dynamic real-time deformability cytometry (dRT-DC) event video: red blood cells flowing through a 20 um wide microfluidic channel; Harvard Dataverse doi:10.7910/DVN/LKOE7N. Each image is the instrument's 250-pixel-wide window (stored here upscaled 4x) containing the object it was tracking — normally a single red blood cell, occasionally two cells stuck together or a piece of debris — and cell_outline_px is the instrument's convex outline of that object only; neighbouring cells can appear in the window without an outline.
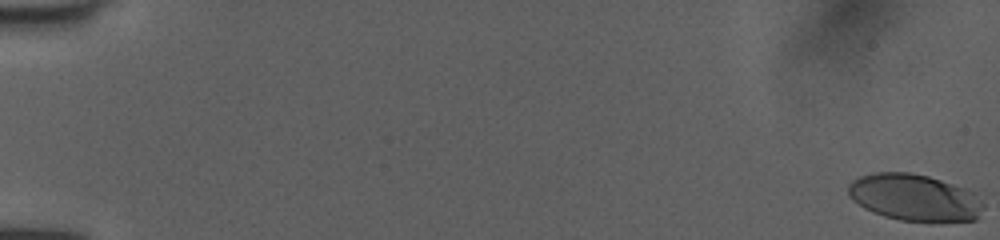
{"species": "human", "species_latin": "Homo sapiens", "temperature_condition": "room temperature", "stored_images_in_passage": 53, "camera_frame_rate_fps": 3000, "um_per_image_px": 0.085, "donor": {"sex": "female"}, "frame": {"image": 1, "passage_image": 1, "time_ms": 0.0, "image_size_px": [1000, 240], "cell_outline_px": [[984, 208], [976, 220], [900, 220], [884, 216], [872, 212], [864, 208], [852, 200], [848, 196], [848, 184], [852, 180], [860, 176], [876, 172], [912, 172], [928, 176], [968, 188], [976, 192], [984, 204]], "centroid_in_image_um": [77.74, 16.76], "position_along_channel_um": 7.3, "area_um2": 36.93}}
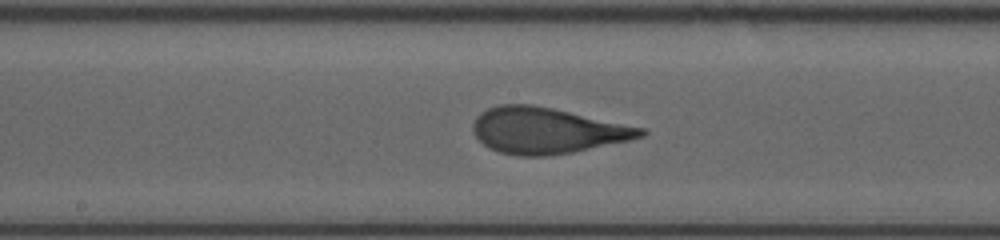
{"frame": {"image": 2, "passage_image": 30, "time_ms": 9.667, "image_size_px": [1000, 240], "cell_outline_px": [[648, 132], [644, 136], [628, 140], [572, 152], [544, 156], [516, 156], [500, 152], [488, 148], [472, 132], [472, 124], [476, 116], [480, 112], [488, 108], [500, 104], [532, 104], [552, 108], [644, 128]], "centroid_in_image_um": [46.43, 11.09], "position_along_channel_um": 201.8, "area_um2": 44.74}}
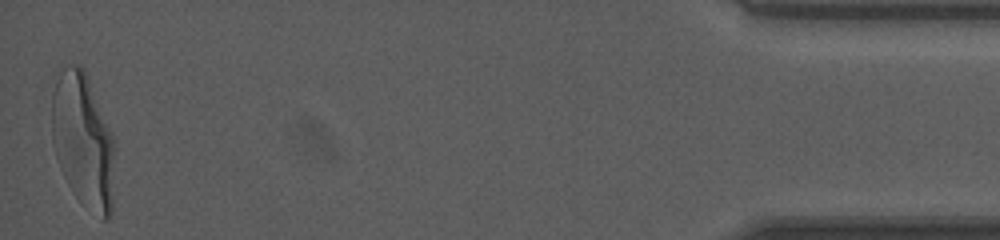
{"frame": {"image": 3, "passage_image": 53, "time_ms": 17.333, "image_size_px": [1000, 240], "cell_outline_px": [[112, 212], [108, 220], [104, 220], [68, 184], [60, 168], [56, 156], [52, 140], [52, 96], [60, 64], [80, 64], [84, 68], [112, 132]], "centroid_in_image_um": [7.02, 11.79], "position_along_channel_um": 428.2, "area_um2": 48.26}, "authors_computed_cell_mechanics": {"area_um2": 43.4656, "velocity_mm_per_s": 4.0168, "shape_relaxation_time_tau1_ms": 4.0227, "shape_relaxation_time_tau2_ms": 0.8124, "deformation_change_tau1": 0.24, "deformation_change_tau2": 0.0874}}